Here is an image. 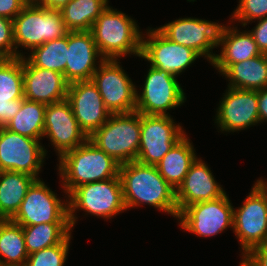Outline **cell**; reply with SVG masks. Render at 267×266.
<instances>
[{"label":"cell","instance_id":"cell-1","mask_svg":"<svg viewBox=\"0 0 267 266\" xmlns=\"http://www.w3.org/2000/svg\"><path fill=\"white\" fill-rule=\"evenodd\" d=\"M126 210L148 204L178 218L175 189L160 175L156 166L131 161L119 166Z\"/></svg>","mask_w":267,"mask_h":266},{"label":"cell","instance_id":"cell-2","mask_svg":"<svg viewBox=\"0 0 267 266\" xmlns=\"http://www.w3.org/2000/svg\"><path fill=\"white\" fill-rule=\"evenodd\" d=\"M58 161L57 170L65 198L78 186L119 176L120 164L89 139L62 154Z\"/></svg>","mask_w":267,"mask_h":266},{"label":"cell","instance_id":"cell-3","mask_svg":"<svg viewBox=\"0 0 267 266\" xmlns=\"http://www.w3.org/2000/svg\"><path fill=\"white\" fill-rule=\"evenodd\" d=\"M137 22L122 11L107 6L91 28L95 44L104 59H115L127 55L140 57L142 31Z\"/></svg>","mask_w":267,"mask_h":266},{"label":"cell","instance_id":"cell-4","mask_svg":"<svg viewBox=\"0 0 267 266\" xmlns=\"http://www.w3.org/2000/svg\"><path fill=\"white\" fill-rule=\"evenodd\" d=\"M68 32L60 10L29 2L13 19L16 58L25 56L22 50H18L19 47L31 51L45 42L66 36Z\"/></svg>","mask_w":267,"mask_h":266},{"label":"cell","instance_id":"cell-5","mask_svg":"<svg viewBox=\"0 0 267 266\" xmlns=\"http://www.w3.org/2000/svg\"><path fill=\"white\" fill-rule=\"evenodd\" d=\"M67 199L71 229L78 221L76 212L80 209L87 212L85 215L91 214L105 220L127 211L119 176L78 186L68 194Z\"/></svg>","mask_w":267,"mask_h":266},{"label":"cell","instance_id":"cell-6","mask_svg":"<svg viewBox=\"0 0 267 266\" xmlns=\"http://www.w3.org/2000/svg\"><path fill=\"white\" fill-rule=\"evenodd\" d=\"M88 139L120 165L136 161L140 146V113L111 114Z\"/></svg>","mask_w":267,"mask_h":266},{"label":"cell","instance_id":"cell-7","mask_svg":"<svg viewBox=\"0 0 267 266\" xmlns=\"http://www.w3.org/2000/svg\"><path fill=\"white\" fill-rule=\"evenodd\" d=\"M242 206L233 209V233L240 243L241 258L267 242V187L257 179Z\"/></svg>","mask_w":267,"mask_h":266},{"label":"cell","instance_id":"cell-8","mask_svg":"<svg viewBox=\"0 0 267 266\" xmlns=\"http://www.w3.org/2000/svg\"><path fill=\"white\" fill-rule=\"evenodd\" d=\"M141 92H136V112L145 115L169 116L168 110L181 107L186 101L184 89L165 70L149 66Z\"/></svg>","mask_w":267,"mask_h":266},{"label":"cell","instance_id":"cell-9","mask_svg":"<svg viewBox=\"0 0 267 266\" xmlns=\"http://www.w3.org/2000/svg\"><path fill=\"white\" fill-rule=\"evenodd\" d=\"M186 132L171 115L140 114V146L136 161L156 166Z\"/></svg>","mask_w":267,"mask_h":266},{"label":"cell","instance_id":"cell-10","mask_svg":"<svg viewBox=\"0 0 267 266\" xmlns=\"http://www.w3.org/2000/svg\"><path fill=\"white\" fill-rule=\"evenodd\" d=\"M233 209L225 193L220 198L185 207L177 220L182 230L198 237L210 238L222 234L228 228L233 229Z\"/></svg>","mask_w":267,"mask_h":266},{"label":"cell","instance_id":"cell-11","mask_svg":"<svg viewBox=\"0 0 267 266\" xmlns=\"http://www.w3.org/2000/svg\"><path fill=\"white\" fill-rule=\"evenodd\" d=\"M21 226L40 223H69L68 200L58 198L41 179L29 187L18 211L10 219Z\"/></svg>","mask_w":267,"mask_h":266},{"label":"cell","instance_id":"cell-12","mask_svg":"<svg viewBox=\"0 0 267 266\" xmlns=\"http://www.w3.org/2000/svg\"><path fill=\"white\" fill-rule=\"evenodd\" d=\"M120 64V60L105 59L92 77L111 114L136 110L138 89Z\"/></svg>","mask_w":267,"mask_h":266},{"label":"cell","instance_id":"cell-13","mask_svg":"<svg viewBox=\"0 0 267 266\" xmlns=\"http://www.w3.org/2000/svg\"><path fill=\"white\" fill-rule=\"evenodd\" d=\"M41 140L0 127V165L4 171L29 174L36 179L47 155Z\"/></svg>","mask_w":267,"mask_h":266},{"label":"cell","instance_id":"cell-14","mask_svg":"<svg viewBox=\"0 0 267 266\" xmlns=\"http://www.w3.org/2000/svg\"><path fill=\"white\" fill-rule=\"evenodd\" d=\"M221 23L200 18H179L157 29L170 41L189 47L212 63L218 46Z\"/></svg>","mask_w":267,"mask_h":266},{"label":"cell","instance_id":"cell-15","mask_svg":"<svg viewBox=\"0 0 267 266\" xmlns=\"http://www.w3.org/2000/svg\"><path fill=\"white\" fill-rule=\"evenodd\" d=\"M146 30V34L142 35L140 58L152 67L178 77L201 57L193 49L170 41L157 27Z\"/></svg>","mask_w":267,"mask_h":266},{"label":"cell","instance_id":"cell-16","mask_svg":"<svg viewBox=\"0 0 267 266\" xmlns=\"http://www.w3.org/2000/svg\"><path fill=\"white\" fill-rule=\"evenodd\" d=\"M215 122L219 131L238 132L260 123L258 92L227 87L216 109Z\"/></svg>","mask_w":267,"mask_h":266},{"label":"cell","instance_id":"cell-17","mask_svg":"<svg viewBox=\"0 0 267 266\" xmlns=\"http://www.w3.org/2000/svg\"><path fill=\"white\" fill-rule=\"evenodd\" d=\"M44 137L49 138L58 158L88 139L79 127L67 99L46 105Z\"/></svg>","mask_w":267,"mask_h":266},{"label":"cell","instance_id":"cell-18","mask_svg":"<svg viewBox=\"0 0 267 266\" xmlns=\"http://www.w3.org/2000/svg\"><path fill=\"white\" fill-rule=\"evenodd\" d=\"M66 99L79 127L87 137L99 129L111 115L92 80L69 83Z\"/></svg>","mask_w":267,"mask_h":266},{"label":"cell","instance_id":"cell-19","mask_svg":"<svg viewBox=\"0 0 267 266\" xmlns=\"http://www.w3.org/2000/svg\"><path fill=\"white\" fill-rule=\"evenodd\" d=\"M103 60L91 31L68 32V55L64 71L68 83L92 80Z\"/></svg>","mask_w":267,"mask_h":266},{"label":"cell","instance_id":"cell-20","mask_svg":"<svg viewBox=\"0 0 267 266\" xmlns=\"http://www.w3.org/2000/svg\"><path fill=\"white\" fill-rule=\"evenodd\" d=\"M201 158H196L182 183L175 190V198L179 213L193 203L205 202L220 198L226 192L217 183L210 170Z\"/></svg>","mask_w":267,"mask_h":266},{"label":"cell","instance_id":"cell-21","mask_svg":"<svg viewBox=\"0 0 267 266\" xmlns=\"http://www.w3.org/2000/svg\"><path fill=\"white\" fill-rule=\"evenodd\" d=\"M69 83L60 72L33 66L23 57L24 98L45 105L66 99Z\"/></svg>","mask_w":267,"mask_h":266},{"label":"cell","instance_id":"cell-22","mask_svg":"<svg viewBox=\"0 0 267 266\" xmlns=\"http://www.w3.org/2000/svg\"><path fill=\"white\" fill-rule=\"evenodd\" d=\"M223 24L219 39L218 48L221 47L220 54H216L212 65L220 75L234 63H238L247 59H251L261 54L252 34L246 30H238L235 25Z\"/></svg>","mask_w":267,"mask_h":266},{"label":"cell","instance_id":"cell-23","mask_svg":"<svg viewBox=\"0 0 267 266\" xmlns=\"http://www.w3.org/2000/svg\"><path fill=\"white\" fill-rule=\"evenodd\" d=\"M192 144L186 134L156 165L160 175L175 190L182 183L192 163L197 158Z\"/></svg>","mask_w":267,"mask_h":266},{"label":"cell","instance_id":"cell-24","mask_svg":"<svg viewBox=\"0 0 267 266\" xmlns=\"http://www.w3.org/2000/svg\"><path fill=\"white\" fill-rule=\"evenodd\" d=\"M221 75L228 87L258 91L267 88V57L261 53L251 59L231 64Z\"/></svg>","mask_w":267,"mask_h":266},{"label":"cell","instance_id":"cell-25","mask_svg":"<svg viewBox=\"0 0 267 266\" xmlns=\"http://www.w3.org/2000/svg\"><path fill=\"white\" fill-rule=\"evenodd\" d=\"M35 177L14 171H3L0 178V220L11 219L18 211Z\"/></svg>","mask_w":267,"mask_h":266},{"label":"cell","instance_id":"cell-26","mask_svg":"<svg viewBox=\"0 0 267 266\" xmlns=\"http://www.w3.org/2000/svg\"><path fill=\"white\" fill-rule=\"evenodd\" d=\"M28 255L22 226L0 220V266H25Z\"/></svg>","mask_w":267,"mask_h":266},{"label":"cell","instance_id":"cell-27","mask_svg":"<svg viewBox=\"0 0 267 266\" xmlns=\"http://www.w3.org/2000/svg\"><path fill=\"white\" fill-rule=\"evenodd\" d=\"M108 3L109 0H70L60 12L69 31H91Z\"/></svg>","mask_w":267,"mask_h":266},{"label":"cell","instance_id":"cell-28","mask_svg":"<svg viewBox=\"0 0 267 266\" xmlns=\"http://www.w3.org/2000/svg\"><path fill=\"white\" fill-rule=\"evenodd\" d=\"M45 108L43 103L23 98L20 110L5 128L23 136L43 140Z\"/></svg>","mask_w":267,"mask_h":266},{"label":"cell","instance_id":"cell-29","mask_svg":"<svg viewBox=\"0 0 267 266\" xmlns=\"http://www.w3.org/2000/svg\"><path fill=\"white\" fill-rule=\"evenodd\" d=\"M28 254L60 244L70 233V223H40L22 226Z\"/></svg>","mask_w":267,"mask_h":266},{"label":"cell","instance_id":"cell-30","mask_svg":"<svg viewBox=\"0 0 267 266\" xmlns=\"http://www.w3.org/2000/svg\"><path fill=\"white\" fill-rule=\"evenodd\" d=\"M68 55V34L33 48L25 58L39 68L60 72L64 75Z\"/></svg>","mask_w":267,"mask_h":266},{"label":"cell","instance_id":"cell-31","mask_svg":"<svg viewBox=\"0 0 267 266\" xmlns=\"http://www.w3.org/2000/svg\"><path fill=\"white\" fill-rule=\"evenodd\" d=\"M23 98V57L6 58L0 64V101Z\"/></svg>","mask_w":267,"mask_h":266},{"label":"cell","instance_id":"cell-32","mask_svg":"<svg viewBox=\"0 0 267 266\" xmlns=\"http://www.w3.org/2000/svg\"><path fill=\"white\" fill-rule=\"evenodd\" d=\"M71 233L57 245L28 255L25 266H64L70 247Z\"/></svg>","mask_w":267,"mask_h":266},{"label":"cell","instance_id":"cell-33","mask_svg":"<svg viewBox=\"0 0 267 266\" xmlns=\"http://www.w3.org/2000/svg\"><path fill=\"white\" fill-rule=\"evenodd\" d=\"M265 17H267V0H239L230 20L232 24L238 21L242 27H245L250 22L252 23Z\"/></svg>","mask_w":267,"mask_h":266},{"label":"cell","instance_id":"cell-34","mask_svg":"<svg viewBox=\"0 0 267 266\" xmlns=\"http://www.w3.org/2000/svg\"><path fill=\"white\" fill-rule=\"evenodd\" d=\"M0 53L6 58H16L13 39V20L0 16Z\"/></svg>","mask_w":267,"mask_h":266},{"label":"cell","instance_id":"cell-35","mask_svg":"<svg viewBox=\"0 0 267 266\" xmlns=\"http://www.w3.org/2000/svg\"><path fill=\"white\" fill-rule=\"evenodd\" d=\"M241 259L239 266H267V242L251 249Z\"/></svg>","mask_w":267,"mask_h":266},{"label":"cell","instance_id":"cell-36","mask_svg":"<svg viewBox=\"0 0 267 266\" xmlns=\"http://www.w3.org/2000/svg\"><path fill=\"white\" fill-rule=\"evenodd\" d=\"M28 3V0H0V16L13 20Z\"/></svg>","mask_w":267,"mask_h":266},{"label":"cell","instance_id":"cell-37","mask_svg":"<svg viewBox=\"0 0 267 266\" xmlns=\"http://www.w3.org/2000/svg\"><path fill=\"white\" fill-rule=\"evenodd\" d=\"M22 105V99L12 101H0V127H5L7 123L16 115Z\"/></svg>","mask_w":267,"mask_h":266},{"label":"cell","instance_id":"cell-38","mask_svg":"<svg viewBox=\"0 0 267 266\" xmlns=\"http://www.w3.org/2000/svg\"><path fill=\"white\" fill-rule=\"evenodd\" d=\"M258 23L254 28L248 30L257 44L261 53L267 52V17L256 20Z\"/></svg>","mask_w":267,"mask_h":266},{"label":"cell","instance_id":"cell-39","mask_svg":"<svg viewBox=\"0 0 267 266\" xmlns=\"http://www.w3.org/2000/svg\"><path fill=\"white\" fill-rule=\"evenodd\" d=\"M257 92L260 123L267 122V88L260 89Z\"/></svg>","mask_w":267,"mask_h":266},{"label":"cell","instance_id":"cell-40","mask_svg":"<svg viewBox=\"0 0 267 266\" xmlns=\"http://www.w3.org/2000/svg\"><path fill=\"white\" fill-rule=\"evenodd\" d=\"M69 1L70 0H39L37 4L48 9L60 10Z\"/></svg>","mask_w":267,"mask_h":266},{"label":"cell","instance_id":"cell-41","mask_svg":"<svg viewBox=\"0 0 267 266\" xmlns=\"http://www.w3.org/2000/svg\"><path fill=\"white\" fill-rule=\"evenodd\" d=\"M6 59L4 55L0 53V64Z\"/></svg>","mask_w":267,"mask_h":266},{"label":"cell","instance_id":"cell-42","mask_svg":"<svg viewBox=\"0 0 267 266\" xmlns=\"http://www.w3.org/2000/svg\"><path fill=\"white\" fill-rule=\"evenodd\" d=\"M259 180L267 187V181L265 179L259 178Z\"/></svg>","mask_w":267,"mask_h":266},{"label":"cell","instance_id":"cell-43","mask_svg":"<svg viewBox=\"0 0 267 266\" xmlns=\"http://www.w3.org/2000/svg\"><path fill=\"white\" fill-rule=\"evenodd\" d=\"M31 3H37L39 0H28Z\"/></svg>","mask_w":267,"mask_h":266},{"label":"cell","instance_id":"cell-44","mask_svg":"<svg viewBox=\"0 0 267 266\" xmlns=\"http://www.w3.org/2000/svg\"><path fill=\"white\" fill-rule=\"evenodd\" d=\"M3 171L4 170L1 168V165H0V178H1V175H2Z\"/></svg>","mask_w":267,"mask_h":266}]
</instances>
